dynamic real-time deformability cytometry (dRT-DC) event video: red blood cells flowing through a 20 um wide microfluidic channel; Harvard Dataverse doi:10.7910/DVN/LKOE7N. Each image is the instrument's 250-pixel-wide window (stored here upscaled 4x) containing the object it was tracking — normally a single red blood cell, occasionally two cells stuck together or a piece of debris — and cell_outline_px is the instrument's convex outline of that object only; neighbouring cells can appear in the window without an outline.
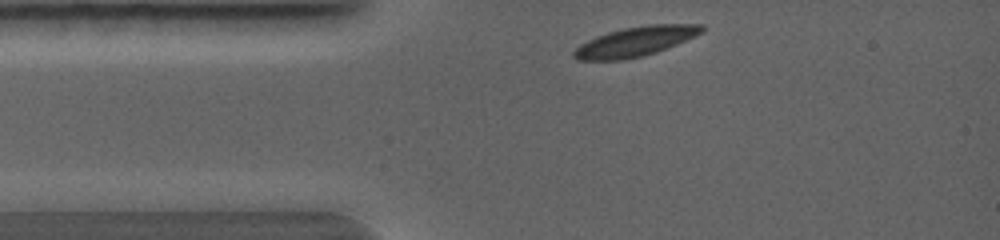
{"species": "common noctule bat (a hibernating species)", "species_latin": "Nyctalus noctula", "temperature_condition": "warm", "stored_images_in_passage": 14, "camera_frame_rate_fps": 5000, "um_per_image_px": 0.085, "animal": {"sex": "female", "body_mass_g": 19.0, "forearm_length_mm": 56.7}, "frame": {"image": 1, "passage_image": 1, "time_ms": 0.0, "image_size_px": [1000, 240], "cell_outline_px": [[704, 32], [676, 44], [656, 52], [644, 56], [624, 60], [576, 60], [572, 56], [572, 52], [580, 44], [596, 36], [608, 32], [624, 28], [648, 24], [704, 24]], "centroid_in_image_um": [54.0, 3.53], "position_along_channel_um": 31.0, "area_um2": 22.14}}
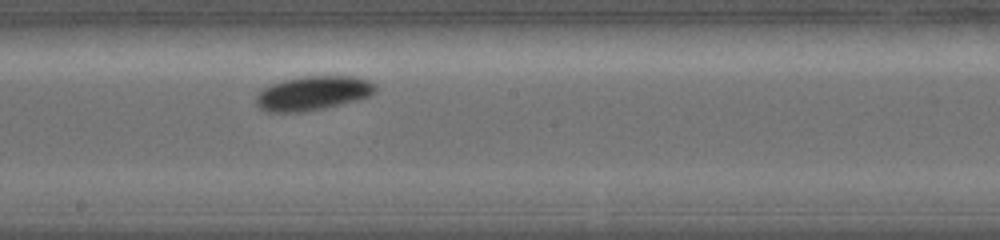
{"frame": {"image": 2, "passage_image": 8, "time_ms": 3.2, "image_size_px": [1000, 240], "cell_outline_px": [[376, 92], [368, 96], [356, 100], [324, 108], [304, 112], [268, 112], [260, 108], [256, 104], [256, 96], [264, 88], [272, 84], [284, 80], [300, 76], [352, 76], [368, 80], [376, 84]], "centroid_in_image_um": [26.6, 7.92], "position_along_channel_um": 221.6, "area_um2": 23.7}}
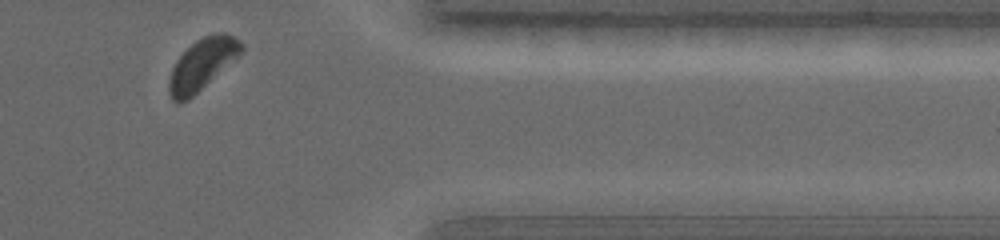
{"frame": {"image": 3, "passage_image": 14, "time_ms": 6.0, "image_size_px": [1000, 240], "cell_outline_px": [[244, 52], [188, 100], [180, 104], [176, 104], [172, 100], [168, 92], [168, 80], [172, 68], [176, 60], [196, 40], [204, 36], [216, 32], [224, 32], [240, 40], [244, 44]], "centroid_in_image_um": [17.19, 5.48], "position_along_channel_um": 394.2, "area_um2": 21.79}}